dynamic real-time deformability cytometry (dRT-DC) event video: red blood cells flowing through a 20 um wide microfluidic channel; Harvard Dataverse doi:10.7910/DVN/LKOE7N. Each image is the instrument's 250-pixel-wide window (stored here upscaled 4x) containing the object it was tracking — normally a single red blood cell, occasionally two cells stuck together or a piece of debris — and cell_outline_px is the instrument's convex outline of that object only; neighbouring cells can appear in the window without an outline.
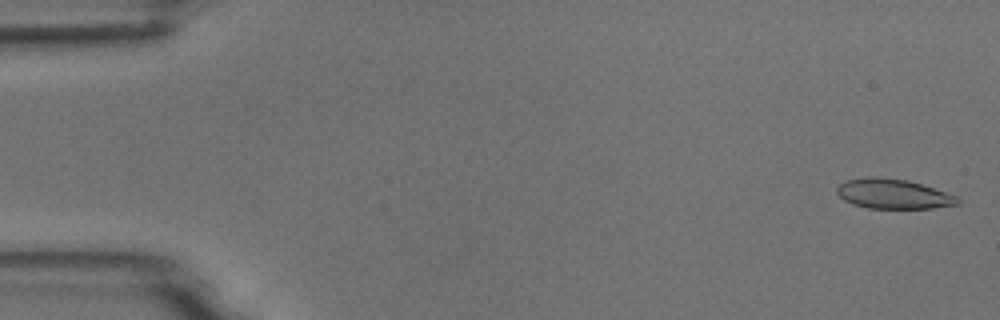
{"species": "common noctule bat (a hibernating species)", "species_latin": "Nyctalus noctula", "temperature_condition": "room temperature", "stored_images_in_passage": 5, "camera_frame_rate_fps": 3000, "um_per_image_px": 0.085, "animal": {"sex": "male", "body_mass_g": 18.8}, "frame": {"image": 1, "passage_image": 1, "time_ms": 0.0, "image_size_px": [1000, 320], "cell_outline_px": [[960, 204], [932, 208], [868, 208], [852, 204], [844, 200], [836, 192], [836, 188], [844, 180], [868, 176], [876, 176], [908, 180], [960, 196]], "centroid_in_image_um": [75.93, 16.47], "position_along_channel_um": 9.1, "area_um2": 21.21}}
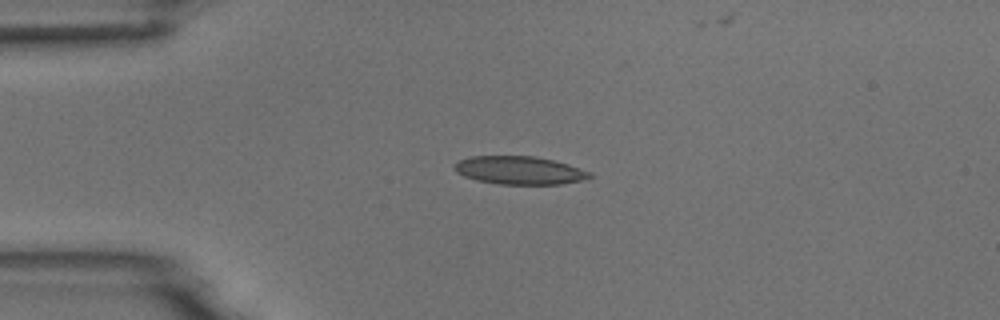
{"frame": {"image": 2, "passage_image": 4, "time_ms": 3.667, "image_size_px": [1000, 320], "cell_outline_px": [[592, 176], [580, 180], [560, 184], [500, 184], [476, 180], [464, 176], [456, 172], [452, 164], [460, 160], [472, 156], [532, 156], [552, 160], [568, 164], [592, 172]], "centroid_in_image_um": [44.12, 14.47], "position_along_channel_um": 40.9, "area_um2": 22.02}}